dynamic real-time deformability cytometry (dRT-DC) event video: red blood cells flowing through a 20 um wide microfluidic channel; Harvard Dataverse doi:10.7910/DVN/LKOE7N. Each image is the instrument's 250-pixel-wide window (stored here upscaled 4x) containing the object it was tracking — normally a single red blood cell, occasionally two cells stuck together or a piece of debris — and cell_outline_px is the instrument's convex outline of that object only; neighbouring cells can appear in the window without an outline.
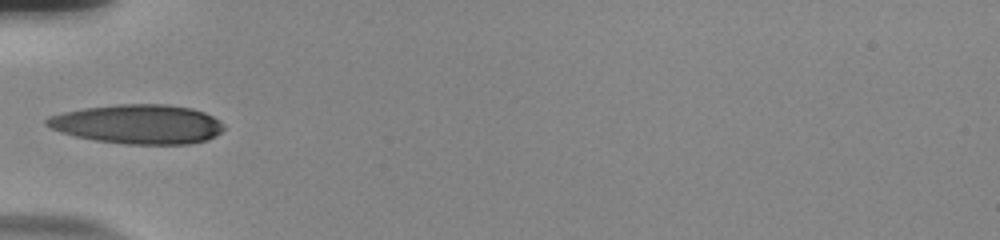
{"species": "human", "species_latin": "Homo sapiens", "temperature_condition": "room temperature", "stored_images_in_passage": 36, "camera_frame_rate_fps": 3000, "um_per_image_px": 0.085, "donor": {"sex": "male"}, "frame": {"image": 1, "passage_image": 1, "time_ms": 0.0, "image_size_px": [1000, 240], "cell_outline_px": [[224, 128], [216, 136], [208, 140], [188, 144], [128, 144], [96, 140], [76, 136], [60, 132], [44, 124], [44, 120], [48, 116], [64, 112], [84, 108], [116, 104], [168, 104], [192, 108], [204, 112], [220, 120], [224, 124]], "centroid_in_image_um": [11.74, 10.55], "position_along_channel_um": 73.3, "area_um2": 40.69}, "authors_computed_cell_mechanics": {"area_um2": 38.0902, "velocity_mm_per_s": 3.7923, "shape_relaxation_time_tau1_ms": 3.8794, "shape_relaxation_time_tau2_ms": null, "deformation_change_tau1": 0.2157, "deformation_change_tau2": null}}